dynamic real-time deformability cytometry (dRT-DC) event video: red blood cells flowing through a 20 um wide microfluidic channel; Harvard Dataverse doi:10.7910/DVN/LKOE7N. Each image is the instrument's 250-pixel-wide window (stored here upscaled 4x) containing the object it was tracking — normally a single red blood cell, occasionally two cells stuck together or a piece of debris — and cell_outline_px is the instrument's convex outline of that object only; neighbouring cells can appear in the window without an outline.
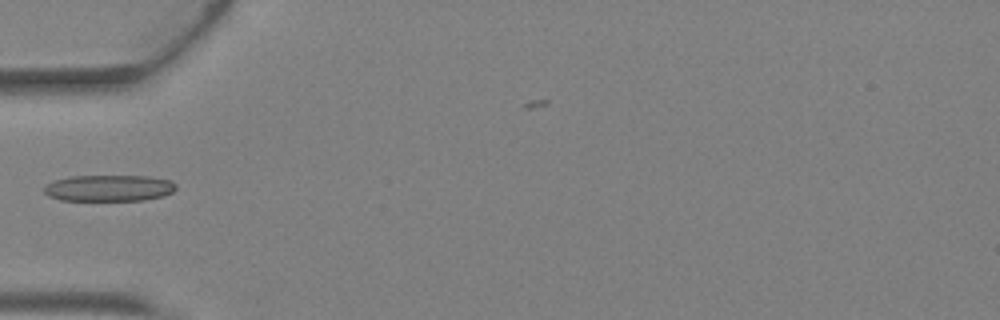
{"species": "Egyptian fruit bat (a non-hibernating species)", "species_latin": "Rousettus aegyptiacus", "temperature_condition": "warm", "stored_images_in_passage": 4, "camera_frame_rate_fps": 3000, "um_per_image_px": 0.085, "animal": {"sex": "female"}, "frame": {"image": 1, "passage_image": 4, "time_ms": 1.0, "image_size_px": [1000, 320], "cell_outline_px": [[176, 188], [172, 192], [164, 196], [144, 200], [60, 200], [48, 196], [44, 192], [44, 188], [52, 180], [68, 176], [148, 176], [172, 180], [176, 184]], "centroid_in_image_um": [9.27, 15.98], "position_along_channel_um": 75.7, "area_um2": 20.4}}